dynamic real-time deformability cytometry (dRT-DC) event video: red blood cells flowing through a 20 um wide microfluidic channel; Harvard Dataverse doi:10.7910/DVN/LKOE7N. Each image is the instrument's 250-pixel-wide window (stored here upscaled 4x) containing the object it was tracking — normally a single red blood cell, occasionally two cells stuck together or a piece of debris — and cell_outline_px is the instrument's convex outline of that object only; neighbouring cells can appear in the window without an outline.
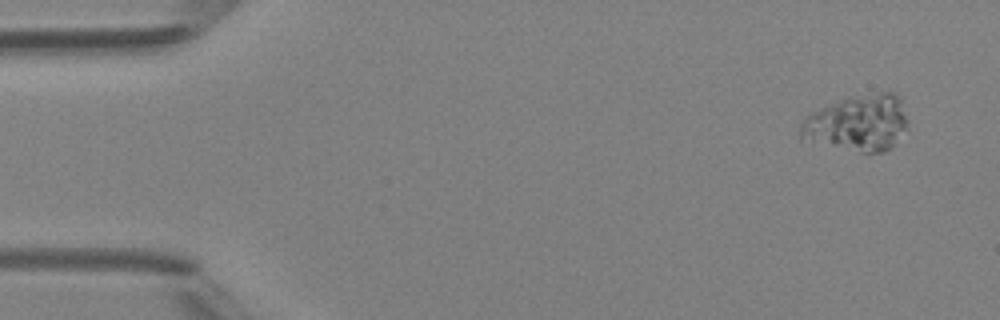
{"species": "Egyptian fruit bat (a non-hibernating species)", "species_latin": "Rousettus aegyptiacus", "temperature_condition": "room temperature", "stored_images_in_passage": 5, "camera_frame_rate_fps": 3000, "um_per_image_px": 0.085, "animal": {"sex": "female"}, "frame": {"image": 1, "passage_image": 1, "time_ms": 0.0, "image_size_px": [1000, 320], "cell_outline_px": [[908, 128], [892, 148], [884, 152], [860, 152], [800, 140], [800, 124], [804, 116], [808, 112], [848, 96], [880, 92], [896, 92], [900, 96]], "centroid_in_image_um": [72.88, 10.45], "position_along_channel_um": 12.1, "area_um2": 35.89}}